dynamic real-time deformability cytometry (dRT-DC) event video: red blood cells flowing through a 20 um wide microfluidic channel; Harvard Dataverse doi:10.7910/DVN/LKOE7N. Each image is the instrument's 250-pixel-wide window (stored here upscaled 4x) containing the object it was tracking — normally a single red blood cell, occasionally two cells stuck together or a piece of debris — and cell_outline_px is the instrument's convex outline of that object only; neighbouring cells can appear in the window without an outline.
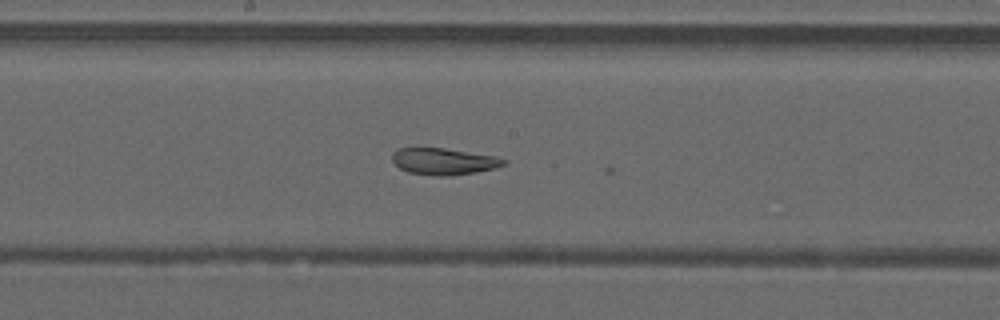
{"species": "common noctule bat (a hibernating species)", "species_latin": "Nyctalus noctula", "temperature_condition": "warm", "stored_images_in_passage": 28, "camera_frame_rate_fps": 3000, "um_per_image_px": 0.085, "animal": {"sex": "male", "forearm_length_mm": 52.5}, "frame": {"image": 1, "passage_image": 27, "time_ms": 8.667, "image_size_px": [1000, 320], "cell_outline_px": [[508, 160], [504, 164], [492, 168], [476, 172], [452, 176], [436, 176], [408, 172], [400, 168], [392, 160], [392, 152], [396, 148], [444, 148], [496, 156]], "centroid_in_image_um": [37.69, 13.71], "position_along_channel_um": 210.5, "area_um2": 17.28}}